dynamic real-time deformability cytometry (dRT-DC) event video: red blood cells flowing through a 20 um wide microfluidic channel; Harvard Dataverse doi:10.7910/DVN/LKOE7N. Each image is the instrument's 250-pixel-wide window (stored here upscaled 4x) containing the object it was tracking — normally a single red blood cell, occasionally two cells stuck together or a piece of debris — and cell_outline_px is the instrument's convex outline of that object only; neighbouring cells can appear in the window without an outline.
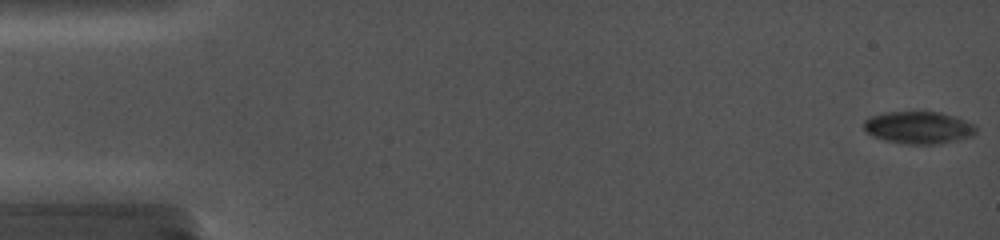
{"species": "common noctule bat (a hibernating species)", "species_latin": "Nyctalus noctula", "temperature_condition": "cold", "stored_images_in_passage": 14, "camera_frame_rate_fps": 5000, "um_per_image_px": 0.085, "animal": {"sex": "female", "body_mass_g": 19.0, "forearm_length_mm": 56.7}, "frame": {"image": 1, "passage_image": 1, "time_ms": 0.0, "image_size_px": [1000, 240], "cell_outline_px": [[976, 132], [972, 136], [956, 140], [936, 144], [904, 144], [884, 140], [868, 132], [864, 128], [864, 120], [872, 116], [884, 112], [940, 112], [976, 124]], "centroid_in_image_um": [78.1, 10.84], "position_along_channel_um": 6.9, "area_um2": 20.92}}